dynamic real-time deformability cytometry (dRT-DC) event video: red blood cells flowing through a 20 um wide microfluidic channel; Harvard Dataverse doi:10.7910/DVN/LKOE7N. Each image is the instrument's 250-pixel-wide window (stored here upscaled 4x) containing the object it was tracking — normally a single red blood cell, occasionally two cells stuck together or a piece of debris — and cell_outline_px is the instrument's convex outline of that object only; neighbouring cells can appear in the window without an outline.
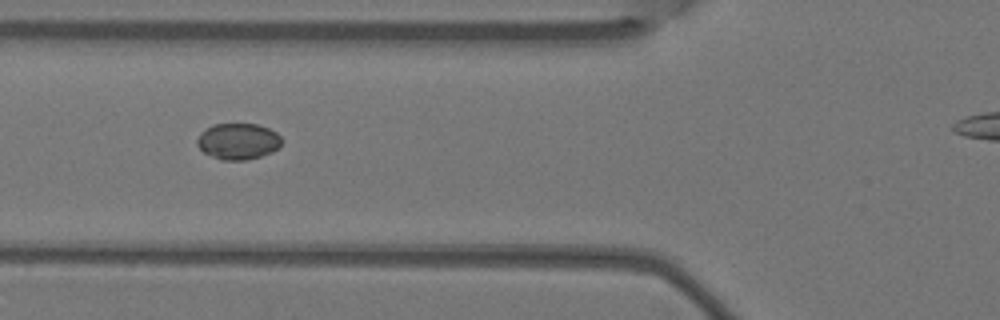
{"species": "Egyptian fruit bat (a non-hibernating species)", "species_latin": "Rousettus aegyptiacus", "temperature_condition": "warm", "stored_images_in_passage": 3, "camera_frame_rate_fps": 3000, "um_per_image_px": 0.085, "animal": {"sex": "female"}, "frame": {"image": 1, "passage_image": 2, "time_ms": 0.333, "image_size_px": [1000, 320], "cell_outline_px": [[280, 144], [272, 152], [248, 160], [220, 160], [204, 152], [196, 144], [196, 140], [200, 132], [204, 128], [212, 124], [256, 124], [268, 128], [276, 132], [280, 136]], "centroid_in_image_um": [20.19, 12.0], "position_along_channel_um": 105.6, "area_um2": 17.86}}
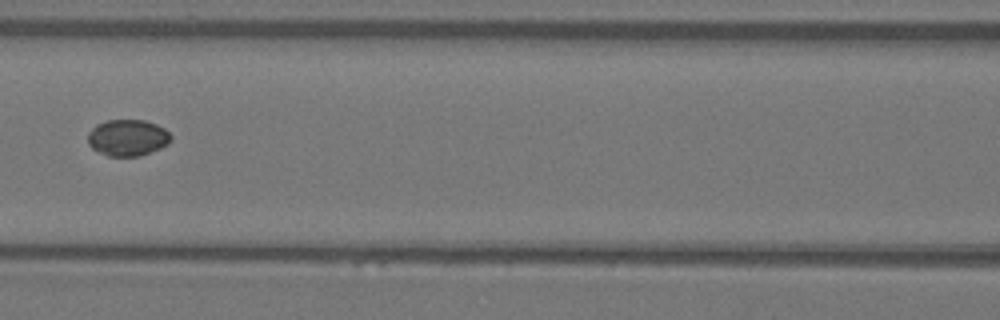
{"frame": {"image": 2, "passage_image": 3, "time_ms": 0.667, "image_size_px": [1000, 320], "cell_outline_px": [[172, 140], [168, 144], [160, 148], [140, 156], [108, 156], [92, 148], [88, 144], [88, 132], [96, 124], [108, 120], [144, 120], [156, 124], [164, 128], [172, 136]], "centroid_in_image_um": [10.85, 11.7], "position_along_channel_um": 155.7, "area_um2": 17.69}}